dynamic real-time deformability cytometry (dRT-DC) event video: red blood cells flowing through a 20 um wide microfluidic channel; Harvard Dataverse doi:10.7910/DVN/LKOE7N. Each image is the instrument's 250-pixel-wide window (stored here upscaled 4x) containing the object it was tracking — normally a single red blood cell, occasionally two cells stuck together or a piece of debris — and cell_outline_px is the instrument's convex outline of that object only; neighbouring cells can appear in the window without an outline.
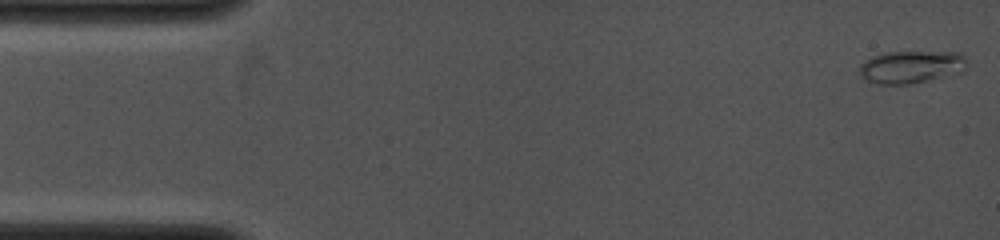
{"species": "common noctule bat (a hibernating species)", "species_latin": "Nyctalus noctula", "temperature_condition": "cold", "stored_images_in_passage": 60, "camera_frame_rate_fps": 4000, "um_per_image_px": 0.085, "animal": {"sex": "female", "body_mass_g": 19.0, "forearm_length_mm": 53.3}, "frame": {"image": 1, "passage_image": 1, "time_ms": 0.0, "image_size_px": [1000, 240], "cell_outline_px": [[968, 60], [964, 72], [908, 84], [880, 84], [868, 80], [860, 76], [860, 64], [864, 60], [872, 56], [884, 52], [960, 52]], "centroid_in_image_um": [77.47, 5.67], "position_along_channel_um": 7.5, "area_um2": 20.46}}
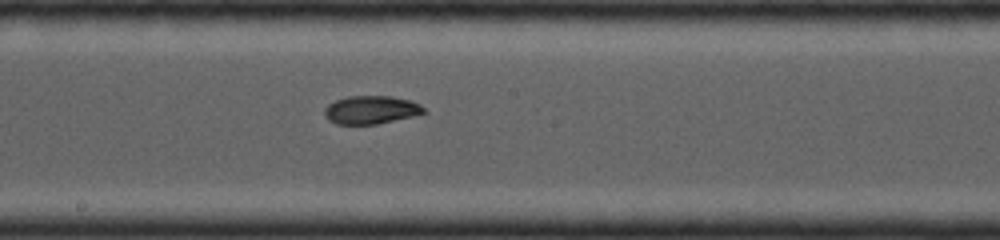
{"frame": {"image": 2, "passage_image": 32, "time_ms": 7.5, "image_size_px": [1000, 240], "cell_outline_px": [[428, 112], [412, 116], [376, 124], [336, 124], [328, 120], [324, 116], [324, 108], [328, 104], [336, 100], [348, 96], [392, 96], [412, 100], [420, 104]], "centroid_in_image_um": [31.53, 9.33], "position_along_channel_um": 216.7, "area_um2": 16.42}}
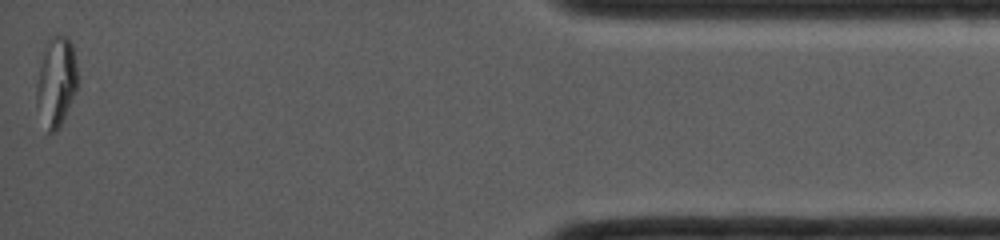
{"frame": {"image": 3, "passage_image": 60, "time_ms": 13.75, "image_size_px": [1000, 240], "cell_outline_px": [[76, 88], [64, 116], [56, 132], [48, 132], [36, 100], [36, 84], [44, 48], [48, 36], [56, 32], [60, 32], [72, 44], [76, 64]], "centroid_in_image_um": [4.76, 6.83], "position_along_channel_um": 430.4, "area_um2": 20.92}}